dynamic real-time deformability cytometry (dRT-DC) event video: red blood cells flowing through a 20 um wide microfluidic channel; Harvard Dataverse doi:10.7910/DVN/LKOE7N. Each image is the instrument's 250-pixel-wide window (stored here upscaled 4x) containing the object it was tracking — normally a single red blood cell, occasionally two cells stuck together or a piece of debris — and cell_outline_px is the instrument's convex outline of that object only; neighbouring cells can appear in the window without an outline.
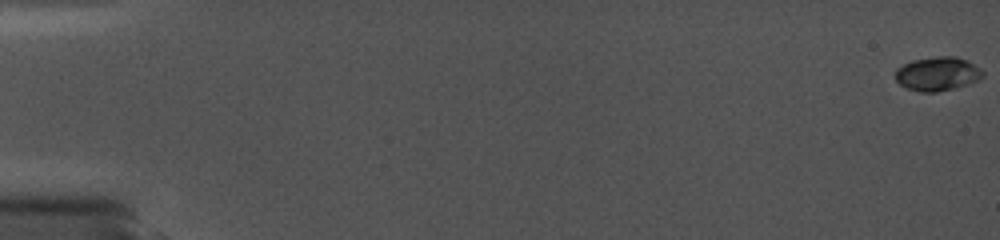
{"species": "common noctule bat (a hibernating species)", "species_latin": "Nyctalus noctula", "temperature_condition": "cold", "stored_images_in_passage": 11, "camera_frame_rate_fps": 5000, "um_per_image_px": 0.085, "animal": {"sex": "female", "body_mass_g": 19.0, "forearm_length_mm": 56.7}, "frame": {"image": 1, "passage_image": 1, "time_ms": 0.0, "image_size_px": [1000, 240], "cell_outline_px": [[984, 76], [980, 80], [968, 84], [936, 92], [920, 92], [908, 88], [900, 84], [896, 80], [896, 68], [912, 60], [936, 56], [956, 56], [968, 60], [980, 68], [984, 72]], "centroid_in_image_um": [79.72, 6.26], "position_along_channel_um": 5.3, "area_um2": 17.34}}
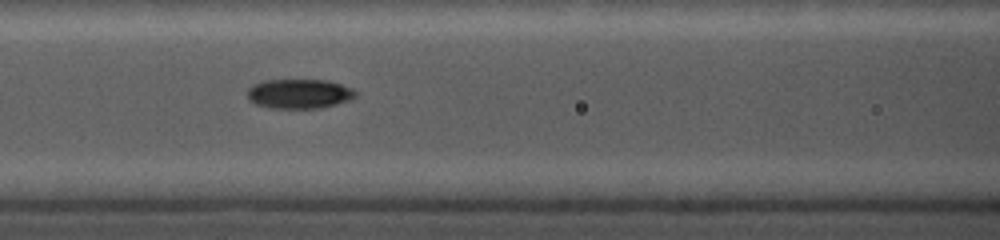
{"frame": {"image": 2, "passage_image": 10, "time_ms": 8.4, "image_size_px": [1000, 240], "cell_outline_px": [[356, 96], [348, 100], [336, 104], [320, 108], [268, 108], [256, 104], [248, 100], [248, 88], [252, 84], [264, 80], [328, 80], [352, 88], [356, 92]], "centroid_in_image_um": [25.4, 7.97], "position_along_channel_um": 141.2, "area_um2": 18.67}}
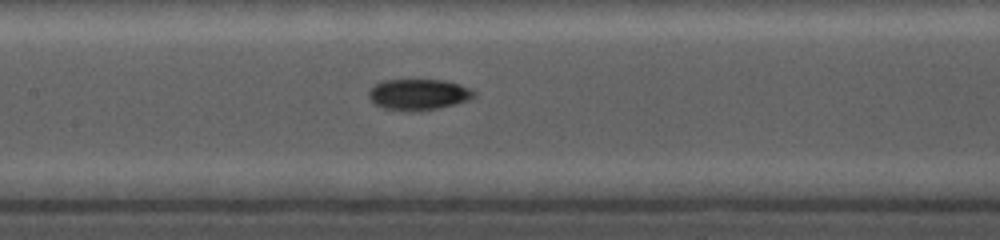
{"frame": {"image": 3, "passage_image": 11, "time_ms": 9.2, "image_size_px": [1000, 240], "cell_outline_px": [[476, 96], [468, 100], [440, 108], [412, 112], [384, 108], [372, 104], [368, 96], [368, 92], [376, 84], [384, 80], [444, 80], [460, 84], [476, 92]], "centroid_in_image_um": [35.56, 8.04], "position_along_channel_um": 171.8, "area_um2": 19.13}}